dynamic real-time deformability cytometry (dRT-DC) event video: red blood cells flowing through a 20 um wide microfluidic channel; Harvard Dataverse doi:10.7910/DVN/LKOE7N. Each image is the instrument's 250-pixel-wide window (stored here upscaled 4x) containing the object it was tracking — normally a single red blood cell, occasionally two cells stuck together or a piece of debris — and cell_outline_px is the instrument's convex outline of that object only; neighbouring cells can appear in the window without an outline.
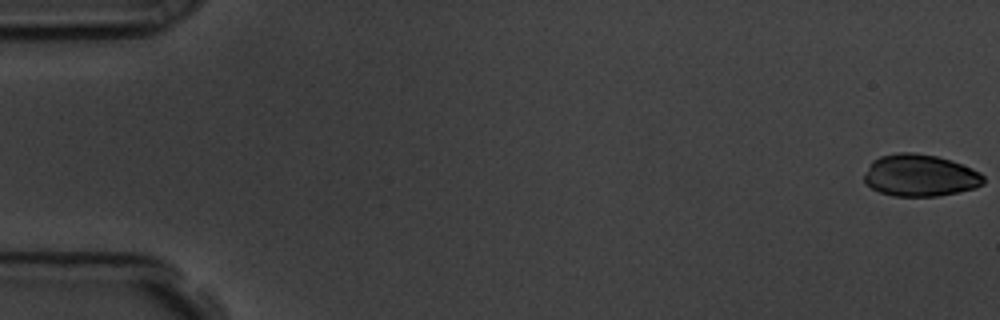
{"species": "common noctule bat (a hibernating species)", "species_latin": "Nyctalus noctula", "temperature_condition": "room temperature", "stored_images_in_passage": 15, "camera_frame_rate_fps": 3000, "um_per_image_px": 0.085, "animal": {"sex": "male", "body_mass_g": 19.5, "forearm_length_mm": 54.6}, "frame": {"image": 1, "passage_image": 1, "time_ms": 0.0, "image_size_px": [1000, 320], "cell_outline_px": [[984, 184], [976, 188], [936, 196], [892, 196], [880, 192], [864, 184], [864, 176], [872, 160], [880, 156], [896, 152], [912, 152], [936, 156], [952, 160], [972, 168], [980, 172], [984, 176]], "centroid_in_image_um": [78.2, 14.9], "position_along_channel_um": 6.8, "area_um2": 29.36}}
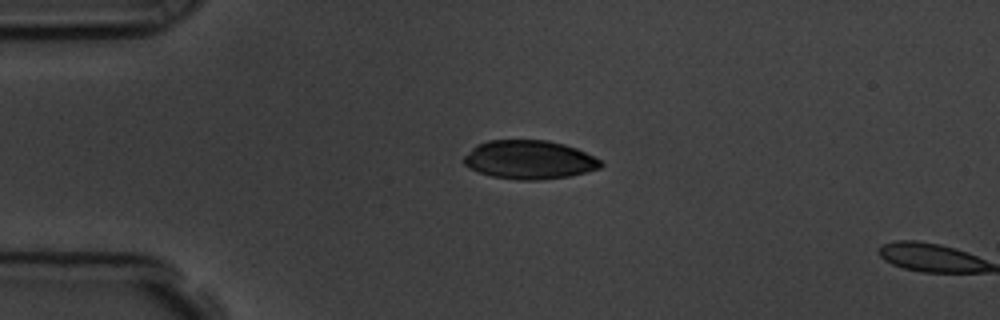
{"frame": {"image": 2, "passage_image": 14, "time_ms": 4.333, "image_size_px": [1000, 320], "cell_outline_px": [[604, 164], [600, 168], [568, 176], [536, 180], [520, 180], [492, 176], [468, 168], [464, 164], [464, 156], [476, 144], [488, 140], [548, 140], [564, 144], [576, 148], [604, 160]], "centroid_in_image_um": [45.0, 13.56], "position_along_channel_um": 40.0, "area_um2": 30.92}}